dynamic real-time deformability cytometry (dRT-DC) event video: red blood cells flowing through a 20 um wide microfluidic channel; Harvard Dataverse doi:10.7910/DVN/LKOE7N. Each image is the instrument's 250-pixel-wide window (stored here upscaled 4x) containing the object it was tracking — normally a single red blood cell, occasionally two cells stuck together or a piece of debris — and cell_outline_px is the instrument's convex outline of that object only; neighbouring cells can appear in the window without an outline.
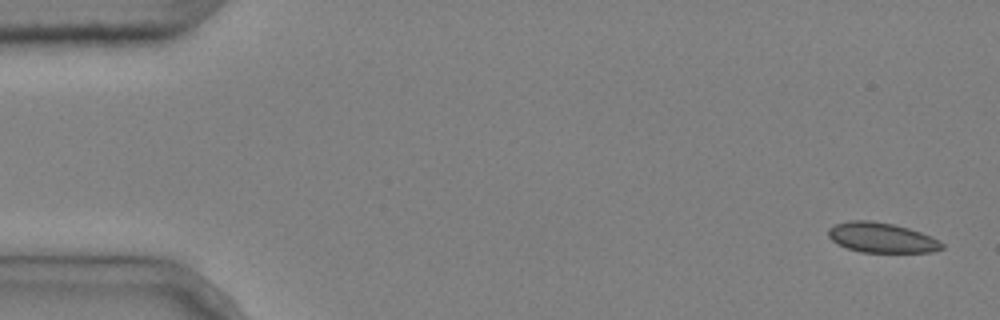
{"species": "common noctule bat (a hibernating species)", "species_latin": "Nyctalus noctula", "temperature_condition": "cold", "stored_images_in_passage": 5, "camera_frame_rate_fps": 3000, "um_per_image_px": 0.085, "animal": {"sex": "male", "body_mass_g": 20.4}, "frame": {"image": 1, "passage_image": 1, "time_ms": 0.0, "image_size_px": [1000, 320], "cell_outline_px": [[944, 248], [932, 252], [860, 252], [848, 248], [832, 240], [828, 236], [828, 228], [836, 224], [848, 220], [868, 220], [892, 224], [908, 228], [932, 236], [940, 240], [944, 244]], "centroid_in_image_um": [74.96, 20.2], "position_along_channel_um": 10.0, "area_um2": 19.83}}